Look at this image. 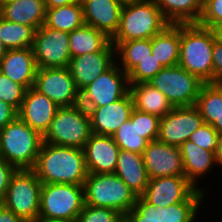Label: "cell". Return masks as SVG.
<instances>
[{
    "instance_id": "obj_1",
    "label": "cell",
    "mask_w": 222,
    "mask_h": 222,
    "mask_svg": "<svg viewBox=\"0 0 222 222\" xmlns=\"http://www.w3.org/2000/svg\"><path fill=\"white\" fill-rule=\"evenodd\" d=\"M32 170L42 184L84 185L88 176L83 149L42 143Z\"/></svg>"
},
{
    "instance_id": "obj_2",
    "label": "cell",
    "mask_w": 222,
    "mask_h": 222,
    "mask_svg": "<svg viewBox=\"0 0 222 222\" xmlns=\"http://www.w3.org/2000/svg\"><path fill=\"white\" fill-rule=\"evenodd\" d=\"M214 41L212 29L197 23L180 24L178 65L203 83H213Z\"/></svg>"
},
{
    "instance_id": "obj_3",
    "label": "cell",
    "mask_w": 222,
    "mask_h": 222,
    "mask_svg": "<svg viewBox=\"0 0 222 222\" xmlns=\"http://www.w3.org/2000/svg\"><path fill=\"white\" fill-rule=\"evenodd\" d=\"M170 23L152 0H136L124 4L119 28L111 42L151 39L161 33Z\"/></svg>"
},
{
    "instance_id": "obj_4",
    "label": "cell",
    "mask_w": 222,
    "mask_h": 222,
    "mask_svg": "<svg viewBox=\"0 0 222 222\" xmlns=\"http://www.w3.org/2000/svg\"><path fill=\"white\" fill-rule=\"evenodd\" d=\"M43 143V136L18 116L0 130V156L17 169H32Z\"/></svg>"
},
{
    "instance_id": "obj_5",
    "label": "cell",
    "mask_w": 222,
    "mask_h": 222,
    "mask_svg": "<svg viewBox=\"0 0 222 222\" xmlns=\"http://www.w3.org/2000/svg\"><path fill=\"white\" fill-rule=\"evenodd\" d=\"M84 205L83 185L42 184L38 221L76 222Z\"/></svg>"
},
{
    "instance_id": "obj_6",
    "label": "cell",
    "mask_w": 222,
    "mask_h": 222,
    "mask_svg": "<svg viewBox=\"0 0 222 222\" xmlns=\"http://www.w3.org/2000/svg\"><path fill=\"white\" fill-rule=\"evenodd\" d=\"M83 186L86 205L112 208L123 215L134 207L137 199L115 173H88Z\"/></svg>"
},
{
    "instance_id": "obj_7",
    "label": "cell",
    "mask_w": 222,
    "mask_h": 222,
    "mask_svg": "<svg viewBox=\"0 0 222 222\" xmlns=\"http://www.w3.org/2000/svg\"><path fill=\"white\" fill-rule=\"evenodd\" d=\"M91 134V118L81 104L60 107L43 135V142L83 149Z\"/></svg>"
},
{
    "instance_id": "obj_8",
    "label": "cell",
    "mask_w": 222,
    "mask_h": 222,
    "mask_svg": "<svg viewBox=\"0 0 222 222\" xmlns=\"http://www.w3.org/2000/svg\"><path fill=\"white\" fill-rule=\"evenodd\" d=\"M41 187L42 183L32 169H17L2 203L25 222H37Z\"/></svg>"
},
{
    "instance_id": "obj_9",
    "label": "cell",
    "mask_w": 222,
    "mask_h": 222,
    "mask_svg": "<svg viewBox=\"0 0 222 222\" xmlns=\"http://www.w3.org/2000/svg\"><path fill=\"white\" fill-rule=\"evenodd\" d=\"M173 107L195 106L203 82L179 65L164 67L149 82Z\"/></svg>"
},
{
    "instance_id": "obj_10",
    "label": "cell",
    "mask_w": 222,
    "mask_h": 222,
    "mask_svg": "<svg viewBox=\"0 0 222 222\" xmlns=\"http://www.w3.org/2000/svg\"><path fill=\"white\" fill-rule=\"evenodd\" d=\"M129 92L128 74L115 62L80 91V104L83 107L107 106L126 96Z\"/></svg>"
},
{
    "instance_id": "obj_11",
    "label": "cell",
    "mask_w": 222,
    "mask_h": 222,
    "mask_svg": "<svg viewBox=\"0 0 222 222\" xmlns=\"http://www.w3.org/2000/svg\"><path fill=\"white\" fill-rule=\"evenodd\" d=\"M157 207H167L183 201H203L206 191L198 190L185 176H167L149 179L141 195Z\"/></svg>"
},
{
    "instance_id": "obj_12",
    "label": "cell",
    "mask_w": 222,
    "mask_h": 222,
    "mask_svg": "<svg viewBox=\"0 0 222 222\" xmlns=\"http://www.w3.org/2000/svg\"><path fill=\"white\" fill-rule=\"evenodd\" d=\"M32 51L38 68H64L70 63L69 33L45 24L35 31Z\"/></svg>"
},
{
    "instance_id": "obj_13",
    "label": "cell",
    "mask_w": 222,
    "mask_h": 222,
    "mask_svg": "<svg viewBox=\"0 0 222 222\" xmlns=\"http://www.w3.org/2000/svg\"><path fill=\"white\" fill-rule=\"evenodd\" d=\"M33 87L59 107L80 104V91L77 89L68 67L38 68Z\"/></svg>"
},
{
    "instance_id": "obj_14",
    "label": "cell",
    "mask_w": 222,
    "mask_h": 222,
    "mask_svg": "<svg viewBox=\"0 0 222 222\" xmlns=\"http://www.w3.org/2000/svg\"><path fill=\"white\" fill-rule=\"evenodd\" d=\"M204 123L195 106L174 107L160 118L157 140L179 147Z\"/></svg>"
},
{
    "instance_id": "obj_15",
    "label": "cell",
    "mask_w": 222,
    "mask_h": 222,
    "mask_svg": "<svg viewBox=\"0 0 222 222\" xmlns=\"http://www.w3.org/2000/svg\"><path fill=\"white\" fill-rule=\"evenodd\" d=\"M149 179L167 176H185L179 147L154 140L142 153Z\"/></svg>"
},
{
    "instance_id": "obj_16",
    "label": "cell",
    "mask_w": 222,
    "mask_h": 222,
    "mask_svg": "<svg viewBox=\"0 0 222 222\" xmlns=\"http://www.w3.org/2000/svg\"><path fill=\"white\" fill-rule=\"evenodd\" d=\"M91 118L92 133L113 136L130 119L134 102L130 92L121 99L102 107H84Z\"/></svg>"
},
{
    "instance_id": "obj_17",
    "label": "cell",
    "mask_w": 222,
    "mask_h": 222,
    "mask_svg": "<svg viewBox=\"0 0 222 222\" xmlns=\"http://www.w3.org/2000/svg\"><path fill=\"white\" fill-rule=\"evenodd\" d=\"M60 107L34 87L26 90L18 117L42 136Z\"/></svg>"
},
{
    "instance_id": "obj_18",
    "label": "cell",
    "mask_w": 222,
    "mask_h": 222,
    "mask_svg": "<svg viewBox=\"0 0 222 222\" xmlns=\"http://www.w3.org/2000/svg\"><path fill=\"white\" fill-rule=\"evenodd\" d=\"M83 151L88 173H115L120 148L112 136L92 133Z\"/></svg>"
},
{
    "instance_id": "obj_19",
    "label": "cell",
    "mask_w": 222,
    "mask_h": 222,
    "mask_svg": "<svg viewBox=\"0 0 222 222\" xmlns=\"http://www.w3.org/2000/svg\"><path fill=\"white\" fill-rule=\"evenodd\" d=\"M115 62V51H98L72 57L68 68L77 89L81 91Z\"/></svg>"
},
{
    "instance_id": "obj_20",
    "label": "cell",
    "mask_w": 222,
    "mask_h": 222,
    "mask_svg": "<svg viewBox=\"0 0 222 222\" xmlns=\"http://www.w3.org/2000/svg\"><path fill=\"white\" fill-rule=\"evenodd\" d=\"M84 22L110 39L119 28L123 4L117 0H80Z\"/></svg>"
},
{
    "instance_id": "obj_21",
    "label": "cell",
    "mask_w": 222,
    "mask_h": 222,
    "mask_svg": "<svg viewBox=\"0 0 222 222\" xmlns=\"http://www.w3.org/2000/svg\"><path fill=\"white\" fill-rule=\"evenodd\" d=\"M37 69L32 48L8 50L0 60V72L26 89L34 86Z\"/></svg>"
},
{
    "instance_id": "obj_22",
    "label": "cell",
    "mask_w": 222,
    "mask_h": 222,
    "mask_svg": "<svg viewBox=\"0 0 222 222\" xmlns=\"http://www.w3.org/2000/svg\"><path fill=\"white\" fill-rule=\"evenodd\" d=\"M183 160L185 177L198 189L203 190L198 185L204 175L217 166L215 153L207 151L188 140L179 146Z\"/></svg>"
},
{
    "instance_id": "obj_23",
    "label": "cell",
    "mask_w": 222,
    "mask_h": 222,
    "mask_svg": "<svg viewBox=\"0 0 222 222\" xmlns=\"http://www.w3.org/2000/svg\"><path fill=\"white\" fill-rule=\"evenodd\" d=\"M0 16L7 21L33 27L37 30L45 23L44 0H17L0 2Z\"/></svg>"
},
{
    "instance_id": "obj_24",
    "label": "cell",
    "mask_w": 222,
    "mask_h": 222,
    "mask_svg": "<svg viewBox=\"0 0 222 222\" xmlns=\"http://www.w3.org/2000/svg\"><path fill=\"white\" fill-rule=\"evenodd\" d=\"M115 174L137 195L141 196L149 178L142 154L120 149Z\"/></svg>"
},
{
    "instance_id": "obj_25",
    "label": "cell",
    "mask_w": 222,
    "mask_h": 222,
    "mask_svg": "<svg viewBox=\"0 0 222 222\" xmlns=\"http://www.w3.org/2000/svg\"><path fill=\"white\" fill-rule=\"evenodd\" d=\"M71 57L98 51H115L111 39L94 27L84 24L69 33Z\"/></svg>"
},
{
    "instance_id": "obj_26",
    "label": "cell",
    "mask_w": 222,
    "mask_h": 222,
    "mask_svg": "<svg viewBox=\"0 0 222 222\" xmlns=\"http://www.w3.org/2000/svg\"><path fill=\"white\" fill-rule=\"evenodd\" d=\"M130 94L133 98L134 109L164 117L174 107L165 95L148 82L130 84Z\"/></svg>"
},
{
    "instance_id": "obj_27",
    "label": "cell",
    "mask_w": 222,
    "mask_h": 222,
    "mask_svg": "<svg viewBox=\"0 0 222 222\" xmlns=\"http://www.w3.org/2000/svg\"><path fill=\"white\" fill-rule=\"evenodd\" d=\"M152 55L164 67L176 66L179 63L180 24H170L161 33L151 38Z\"/></svg>"
},
{
    "instance_id": "obj_28",
    "label": "cell",
    "mask_w": 222,
    "mask_h": 222,
    "mask_svg": "<svg viewBox=\"0 0 222 222\" xmlns=\"http://www.w3.org/2000/svg\"><path fill=\"white\" fill-rule=\"evenodd\" d=\"M170 24L197 23L200 19L203 0H152Z\"/></svg>"
},
{
    "instance_id": "obj_29",
    "label": "cell",
    "mask_w": 222,
    "mask_h": 222,
    "mask_svg": "<svg viewBox=\"0 0 222 222\" xmlns=\"http://www.w3.org/2000/svg\"><path fill=\"white\" fill-rule=\"evenodd\" d=\"M111 43L115 47L116 63L126 74L138 63L152 54L151 39H137Z\"/></svg>"
},
{
    "instance_id": "obj_30",
    "label": "cell",
    "mask_w": 222,
    "mask_h": 222,
    "mask_svg": "<svg viewBox=\"0 0 222 222\" xmlns=\"http://www.w3.org/2000/svg\"><path fill=\"white\" fill-rule=\"evenodd\" d=\"M44 24L52 29L68 33L83 26L85 22L81 2L57 8H47Z\"/></svg>"
},
{
    "instance_id": "obj_31",
    "label": "cell",
    "mask_w": 222,
    "mask_h": 222,
    "mask_svg": "<svg viewBox=\"0 0 222 222\" xmlns=\"http://www.w3.org/2000/svg\"><path fill=\"white\" fill-rule=\"evenodd\" d=\"M195 107L203 121L212 125L222 116V84L203 83Z\"/></svg>"
},
{
    "instance_id": "obj_32",
    "label": "cell",
    "mask_w": 222,
    "mask_h": 222,
    "mask_svg": "<svg viewBox=\"0 0 222 222\" xmlns=\"http://www.w3.org/2000/svg\"><path fill=\"white\" fill-rule=\"evenodd\" d=\"M35 29L0 16V40L8 50L32 48Z\"/></svg>"
},
{
    "instance_id": "obj_33",
    "label": "cell",
    "mask_w": 222,
    "mask_h": 222,
    "mask_svg": "<svg viewBox=\"0 0 222 222\" xmlns=\"http://www.w3.org/2000/svg\"><path fill=\"white\" fill-rule=\"evenodd\" d=\"M112 137L120 149L138 154H142L149 143L140 136L137 121L130 119L123 123Z\"/></svg>"
},
{
    "instance_id": "obj_34",
    "label": "cell",
    "mask_w": 222,
    "mask_h": 222,
    "mask_svg": "<svg viewBox=\"0 0 222 222\" xmlns=\"http://www.w3.org/2000/svg\"><path fill=\"white\" fill-rule=\"evenodd\" d=\"M202 201H183L164 207V222H196Z\"/></svg>"
},
{
    "instance_id": "obj_35",
    "label": "cell",
    "mask_w": 222,
    "mask_h": 222,
    "mask_svg": "<svg viewBox=\"0 0 222 222\" xmlns=\"http://www.w3.org/2000/svg\"><path fill=\"white\" fill-rule=\"evenodd\" d=\"M128 222H164V207H157L137 196L134 207L125 215Z\"/></svg>"
},
{
    "instance_id": "obj_36",
    "label": "cell",
    "mask_w": 222,
    "mask_h": 222,
    "mask_svg": "<svg viewBox=\"0 0 222 222\" xmlns=\"http://www.w3.org/2000/svg\"><path fill=\"white\" fill-rule=\"evenodd\" d=\"M125 215L107 207L84 205L76 222H123Z\"/></svg>"
},
{
    "instance_id": "obj_37",
    "label": "cell",
    "mask_w": 222,
    "mask_h": 222,
    "mask_svg": "<svg viewBox=\"0 0 222 222\" xmlns=\"http://www.w3.org/2000/svg\"><path fill=\"white\" fill-rule=\"evenodd\" d=\"M163 68L159 60L150 54L128 73L129 84L149 82Z\"/></svg>"
},
{
    "instance_id": "obj_38",
    "label": "cell",
    "mask_w": 222,
    "mask_h": 222,
    "mask_svg": "<svg viewBox=\"0 0 222 222\" xmlns=\"http://www.w3.org/2000/svg\"><path fill=\"white\" fill-rule=\"evenodd\" d=\"M130 120L137 121V129L142 138L146 139L148 142L157 140L160 117L133 109Z\"/></svg>"
},
{
    "instance_id": "obj_39",
    "label": "cell",
    "mask_w": 222,
    "mask_h": 222,
    "mask_svg": "<svg viewBox=\"0 0 222 222\" xmlns=\"http://www.w3.org/2000/svg\"><path fill=\"white\" fill-rule=\"evenodd\" d=\"M26 88L0 72V100L10 104L17 111L23 102Z\"/></svg>"
},
{
    "instance_id": "obj_40",
    "label": "cell",
    "mask_w": 222,
    "mask_h": 222,
    "mask_svg": "<svg viewBox=\"0 0 222 222\" xmlns=\"http://www.w3.org/2000/svg\"><path fill=\"white\" fill-rule=\"evenodd\" d=\"M198 25L212 29L222 24V0H203V8Z\"/></svg>"
},
{
    "instance_id": "obj_41",
    "label": "cell",
    "mask_w": 222,
    "mask_h": 222,
    "mask_svg": "<svg viewBox=\"0 0 222 222\" xmlns=\"http://www.w3.org/2000/svg\"><path fill=\"white\" fill-rule=\"evenodd\" d=\"M218 132L208 123H203L189 140L204 150L216 152Z\"/></svg>"
},
{
    "instance_id": "obj_42",
    "label": "cell",
    "mask_w": 222,
    "mask_h": 222,
    "mask_svg": "<svg viewBox=\"0 0 222 222\" xmlns=\"http://www.w3.org/2000/svg\"><path fill=\"white\" fill-rule=\"evenodd\" d=\"M17 170L16 167L9 164L2 156H0V201L3 202L8 185L12 175Z\"/></svg>"
},
{
    "instance_id": "obj_43",
    "label": "cell",
    "mask_w": 222,
    "mask_h": 222,
    "mask_svg": "<svg viewBox=\"0 0 222 222\" xmlns=\"http://www.w3.org/2000/svg\"><path fill=\"white\" fill-rule=\"evenodd\" d=\"M213 83L222 84V44L214 41L213 46Z\"/></svg>"
},
{
    "instance_id": "obj_44",
    "label": "cell",
    "mask_w": 222,
    "mask_h": 222,
    "mask_svg": "<svg viewBox=\"0 0 222 222\" xmlns=\"http://www.w3.org/2000/svg\"><path fill=\"white\" fill-rule=\"evenodd\" d=\"M18 116V111L8 103L0 100V130Z\"/></svg>"
},
{
    "instance_id": "obj_45",
    "label": "cell",
    "mask_w": 222,
    "mask_h": 222,
    "mask_svg": "<svg viewBox=\"0 0 222 222\" xmlns=\"http://www.w3.org/2000/svg\"><path fill=\"white\" fill-rule=\"evenodd\" d=\"M0 222H25L4 205L0 207Z\"/></svg>"
},
{
    "instance_id": "obj_46",
    "label": "cell",
    "mask_w": 222,
    "mask_h": 222,
    "mask_svg": "<svg viewBox=\"0 0 222 222\" xmlns=\"http://www.w3.org/2000/svg\"><path fill=\"white\" fill-rule=\"evenodd\" d=\"M80 0H44L45 7L47 8H57L72 3L79 2Z\"/></svg>"
},
{
    "instance_id": "obj_47",
    "label": "cell",
    "mask_w": 222,
    "mask_h": 222,
    "mask_svg": "<svg viewBox=\"0 0 222 222\" xmlns=\"http://www.w3.org/2000/svg\"><path fill=\"white\" fill-rule=\"evenodd\" d=\"M215 159L217 166L222 167V135H219L217 138V149L215 152Z\"/></svg>"
},
{
    "instance_id": "obj_48",
    "label": "cell",
    "mask_w": 222,
    "mask_h": 222,
    "mask_svg": "<svg viewBox=\"0 0 222 222\" xmlns=\"http://www.w3.org/2000/svg\"><path fill=\"white\" fill-rule=\"evenodd\" d=\"M212 31L215 36V40L222 44V24L214 26Z\"/></svg>"
},
{
    "instance_id": "obj_49",
    "label": "cell",
    "mask_w": 222,
    "mask_h": 222,
    "mask_svg": "<svg viewBox=\"0 0 222 222\" xmlns=\"http://www.w3.org/2000/svg\"><path fill=\"white\" fill-rule=\"evenodd\" d=\"M219 135H222V116L211 125Z\"/></svg>"
},
{
    "instance_id": "obj_50",
    "label": "cell",
    "mask_w": 222,
    "mask_h": 222,
    "mask_svg": "<svg viewBox=\"0 0 222 222\" xmlns=\"http://www.w3.org/2000/svg\"><path fill=\"white\" fill-rule=\"evenodd\" d=\"M7 51H8V49L5 47V45L0 40V60L7 53Z\"/></svg>"
},
{
    "instance_id": "obj_51",
    "label": "cell",
    "mask_w": 222,
    "mask_h": 222,
    "mask_svg": "<svg viewBox=\"0 0 222 222\" xmlns=\"http://www.w3.org/2000/svg\"><path fill=\"white\" fill-rule=\"evenodd\" d=\"M117 1H119L120 3H122L124 5V4H128L132 1H136V0H117Z\"/></svg>"
},
{
    "instance_id": "obj_52",
    "label": "cell",
    "mask_w": 222,
    "mask_h": 222,
    "mask_svg": "<svg viewBox=\"0 0 222 222\" xmlns=\"http://www.w3.org/2000/svg\"><path fill=\"white\" fill-rule=\"evenodd\" d=\"M14 1H17V0H0V2H14Z\"/></svg>"
},
{
    "instance_id": "obj_53",
    "label": "cell",
    "mask_w": 222,
    "mask_h": 222,
    "mask_svg": "<svg viewBox=\"0 0 222 222\" xmlns=\"http://www.w3.org/2000/svg\"><path fill=\"white\" fill-rule=\"evenodd\" d=\"M37 222H67V221H37Z\"/></svg>"
}]
</instances>
